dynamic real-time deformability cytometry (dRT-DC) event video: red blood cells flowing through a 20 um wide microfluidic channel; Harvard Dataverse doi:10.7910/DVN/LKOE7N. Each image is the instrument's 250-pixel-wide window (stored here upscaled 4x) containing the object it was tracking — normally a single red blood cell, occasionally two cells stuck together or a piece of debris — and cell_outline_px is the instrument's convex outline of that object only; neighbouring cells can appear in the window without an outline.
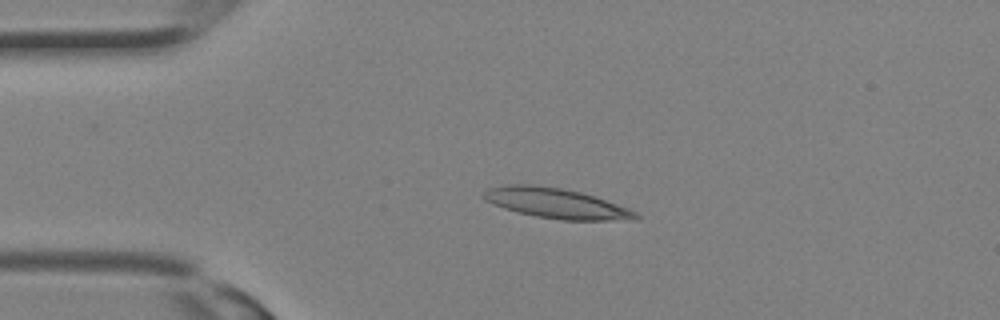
{"species": "Egyptian fruit bat (a non-hibernating species)", "species_latin": "Rousettus aegyptiacus", "temperature_condition": "room temperature", "stored_images_in_passage": 16, "camera_frame_rate_fps": 3000, "um_per_image_px": 0.085, "animal": {"sex": "female"}, "frame": {"image": 1, "passage_image": 6, "time_ms": 1.667, "image_size_px": [1000, 320], "cell_outline_px": [[640, 216], [636, 220], [564, 220], [536, 216], [516, 212], [504, 208], [484, 200], [480, 196], [488, 188], [504, 184], [532, 184], [560, 188], [580, 192], [628, 208], [636, 212]], "centroid_in_image_um": [47.22, 17.27], "position_along_channel_um": 37.8, "area_um2": 26.59}}
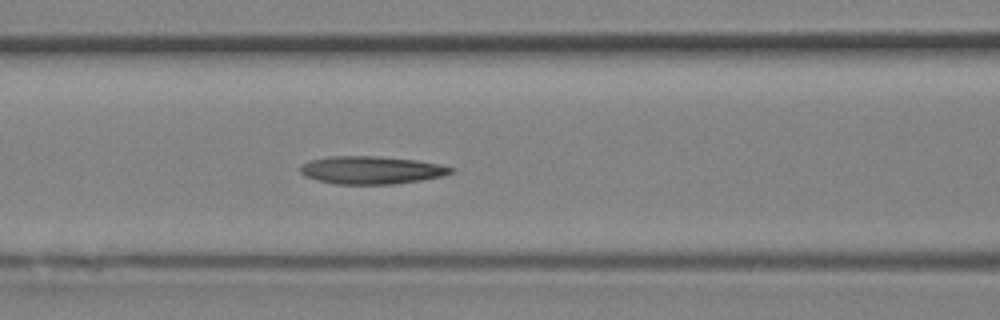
{"frame": {"image": 2, "passage_image": 12, "time_ms": 3.667, "image_size_px": [1000, 320], "cell_outline_px": [[456, 168], [452, 172], [440, 176], [420, 180], [392, 184], [336, 184], [316, 180], [304, 176], [300, 172], [300, 164], [308, 160], [328, 156], [376, 156], [416, 160], [440, 164]], "centroid_in_image_um": [31.5, 14.45], "position_along_channel_um": 135.1, "area_um2": 24.51}}
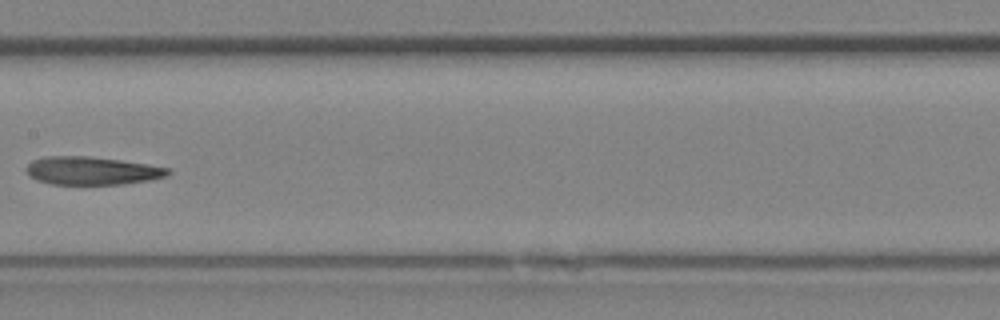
{"frame": {"image": 3, "passage_image": 15, "time_ms": 4.667, "image_size_px": [1000, 320], "cell_outline_px": [[172, 172], [168, 176], [148, 180], [124, 184], [52, 184], [36, 180], [28, 176], [24, 168], [32, 160], [44, 156], [88, 156], [120, 160], [148, 164], [172, 168]], "centroid_in_image_um": [7.81, 14.51], "position_along_channel_um": 199.6, "area_um2": 23.47}}